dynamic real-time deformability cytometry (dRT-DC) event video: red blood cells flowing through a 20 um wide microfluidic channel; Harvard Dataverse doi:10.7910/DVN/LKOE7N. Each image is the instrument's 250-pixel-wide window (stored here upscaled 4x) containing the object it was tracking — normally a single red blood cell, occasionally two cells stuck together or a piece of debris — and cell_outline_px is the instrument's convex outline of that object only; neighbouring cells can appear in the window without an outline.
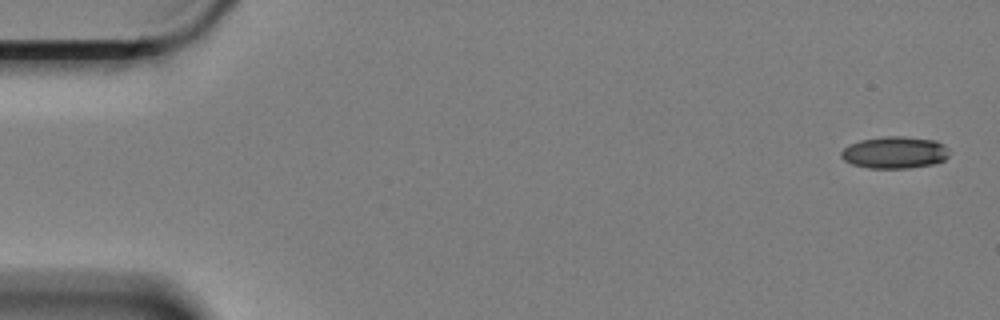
{"species": "Egyptian fruit bat (a non-hibernating species)", "species_latin": "Rousettus aegyptiacus", "temperature_condition": "cold", "stored_images_in_passage": 15, "camera_frame_rate_fps": 3000, "um_per_image_px": 0.085, "animal": {"sex": "female"}, "frame": {"image": 1, "passage_image": 1, "time_ms": 0.0, "image_size_px": [1000, 320], "cell_outline_px": [[948, 156], [944, 160], [932, 164], [908, 168], [868, 168], [852, 164], [844, 160], [840, 156], [840, 152], [848, 144], [860, 140], [884, 136], [904, 136], [936, 140], [944, 144], [948, 148]], "centroid_in_image_um": [76.03, 12.95], "position_along_channel_um": 9.0, "area_um2": 20.29}}
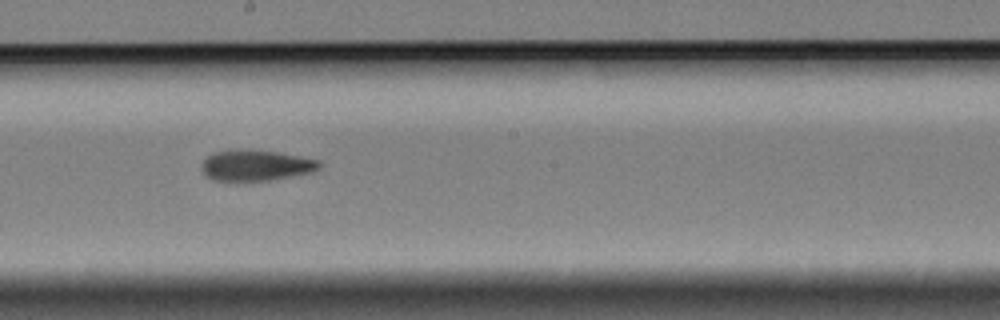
{"frame": {"image": 2, "passage_image": 9, "time_ms": 2.667, "image_size_px": [1000, 320], "cell_outline_px": [[320, 168], [308, 172], [268, 180], [212, 180], [204, 172], [204, 160], [208, 156], [216, 152], [236, 148], [252, 148], [276, 152], [320, 160]], "centroid_in_image_um": [21.74, 14.02], "position_along_channel_um": 226.5, "area_um2": 20.75}}
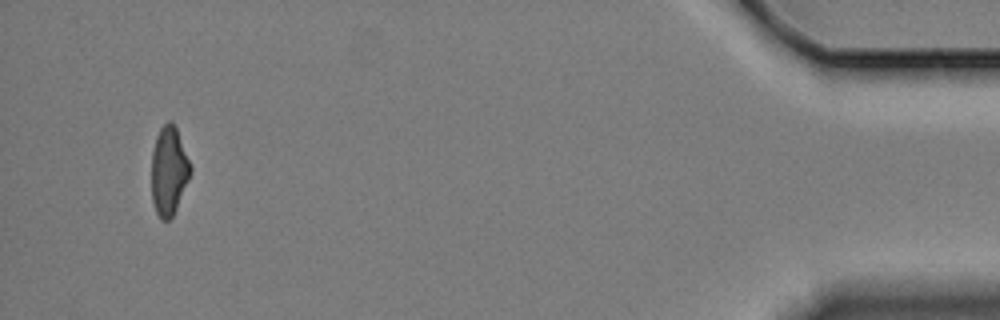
{"frame": {"image": 3, "passage_image": 15, "time_ms": 4.667, "image_size_px": [1000, 320], "cell_outline_px": [[192, 168], [188, 180], [176, 208], [172, 216], [168, 220], [160, 220], [156, 212], [152, 200], [152, 152], [156, 136], [160, 128], [168, 120], [176, 128]], "centroid_in_image_um": [14.34, 14.53], "position_along_channel_um": 420.9, "area_um2": 19.77}}